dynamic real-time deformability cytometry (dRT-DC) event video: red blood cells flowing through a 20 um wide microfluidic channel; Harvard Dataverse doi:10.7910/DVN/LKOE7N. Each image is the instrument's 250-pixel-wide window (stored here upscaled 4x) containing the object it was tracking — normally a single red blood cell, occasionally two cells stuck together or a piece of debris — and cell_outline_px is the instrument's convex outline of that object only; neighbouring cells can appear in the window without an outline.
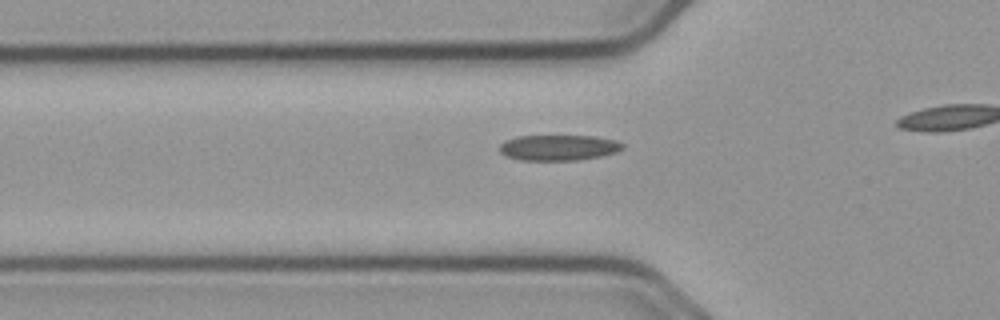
{"species": "common noctule bat (a hibernating species)", "species_latin": "Nyctalus noctula", "temperature_condition": "cold", "stored_images_in_passage": 28, "camera_frame_rate_fps": 3000, "um_per_image_px": 0.085, "animal": {"sex": "male", "body_mass_g": 23.1, "forearm_length_mm": 52.7}, "frame": {"image": 1, "passage_image": 2, "time_ms": 0.333, "image_size_px": [1000, 320], "cell_outline_px": [[624, 148], [616, 152], [600, 156], [576, 160], [520, 160], [508, 156], [500, 152], [500, 144], [504, 140], [520, 136], [596, 136], [616, 140], [624, 144]], "centroid_in_image_um": [47.5, 12.54], "position_along_channel_um": 78.3, "area_um2": 18.32}}
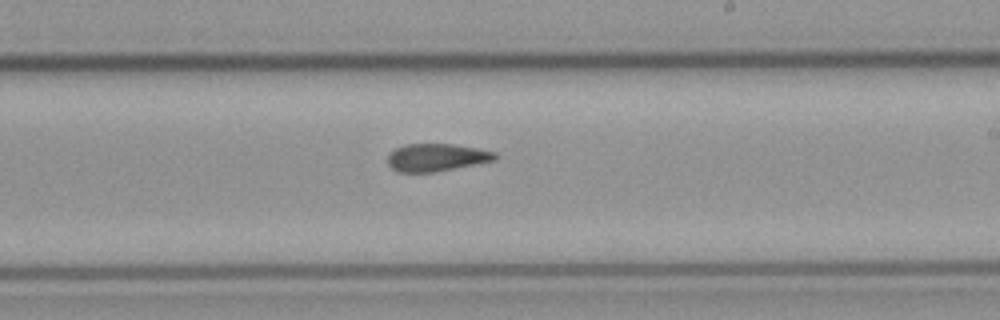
{"frame": {"image": 2, "passage_image": 16, "time_ms": 5.0, "image_size_px": [1000, 320], "cell_outline_px": [[496, 160], [436, 172], [396, 172], [388, 164], [388, 156], [396, 148], [404, 144], [452, 144], [476, 148], [496, 152]], "centroid_in_image_um": [37.09, 13.39], "position_along_channel_um": 251.9, "area_um2": 17.22}}
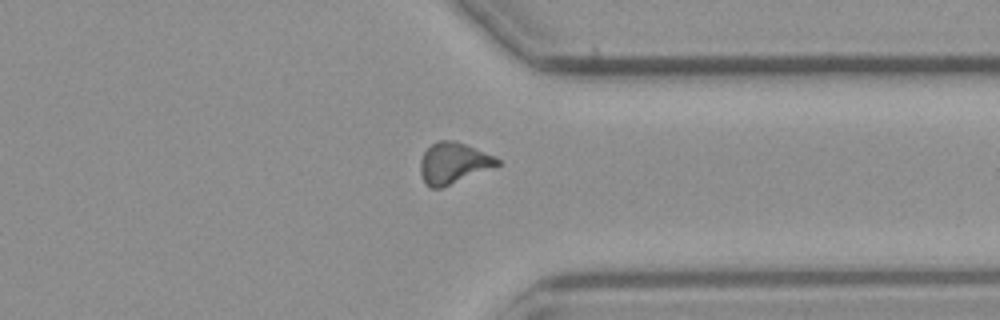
{"frame": {"image": 3, "passage_image": 26, "time_ms": 8.333, "image_size_px": [1000, 320], "cell_outline_px": [[500, 164], [440, 188], [432, 188], [424, 180], [420, 172], [420, 160], [424, 152], [436, 140], [456, 140], [484, 152], [500, 160]], "centroid_in_image_um": [38.5, 13.83], "position_along_channel_um": 372.9, "area_um2": 17.92}}